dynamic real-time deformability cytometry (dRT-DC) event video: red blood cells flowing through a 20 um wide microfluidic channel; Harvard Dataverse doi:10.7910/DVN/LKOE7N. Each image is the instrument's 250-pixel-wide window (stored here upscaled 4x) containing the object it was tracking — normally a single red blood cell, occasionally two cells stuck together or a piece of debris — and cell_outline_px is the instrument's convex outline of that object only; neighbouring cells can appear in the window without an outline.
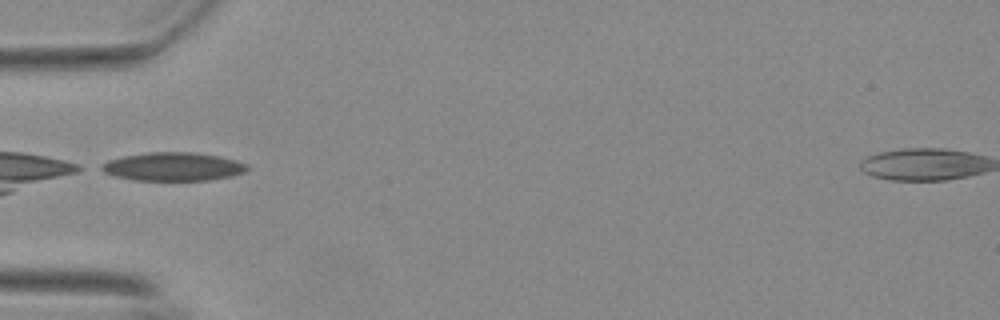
{"species": "Egyptian fruit bat (a non-hibernating species)", "species_latin": "Rousettus aegyptiacus", "temperature_condition": "warm", "stored_images_in_passage": 38, "camera_frame_rate_fps": 3000, "um_per_image_px": 0.085, "animal": {"sex": "female"}, "frame": {"image": 1, "passage_image": 1, "time_ms": 0.0, "image_size_px": [1000, 320], "cell_outline_px": [[248, 168], [244, 172], [232, 176], [208, 180], [132, 180], [116, 176], [104, 172], [96, 168], [100, 164], [108, 160], [124, 156], [148, 152], [196, 152], [220, 156], [236, 160], [248, 164]], "centroid_in_image_um": [14.69, 14.16], "position_along_channel_um": 70.3, "area_um2": 24.33}}
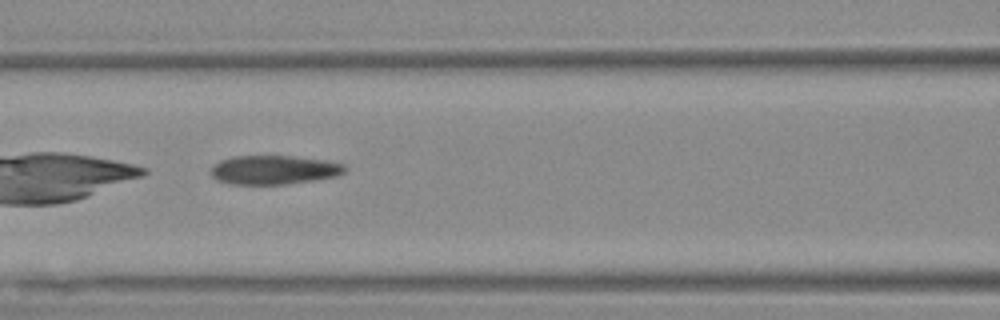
{"frame": {"image": 2, "passage_image": 7, "time_ms": 2.0, "image_size_px": [1000, 320], "cell_outline_px": [[348, 168], [344, 172], [336, 176], [312, 180], [284, 184], [232, 184], [216, 180], [212, 176], [212, 164], [220, 160], [232, 156], [292, 156], [324, 160], [344, 164]], "centroid_in_image_um": [23.26, 14.43], "position_along_channel_um": 143.3, "area_um2": 22.54}}
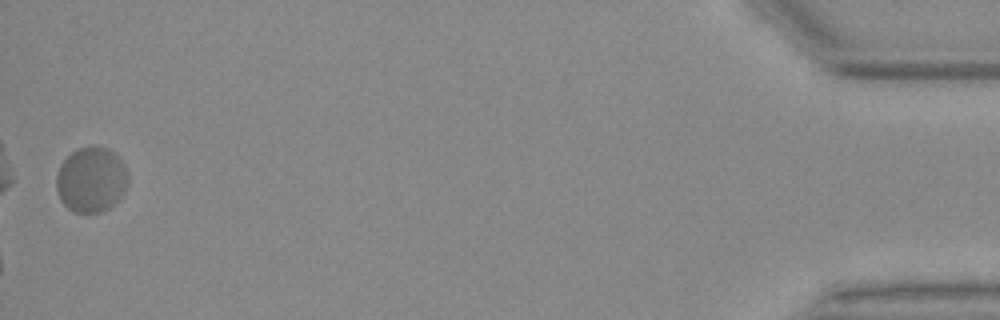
{"frame": {"image": 3, "passage_image": 38, "time_ms": 12.333, "image_size_px": [1000, 320], "cell_outline_px": [[128, 180], [124, 192], [104, 212], [76, 212], [68, 208], [60, 200], [56, 188], [56, 176], [60, 164], [76, 148], [92, 144], [96, 144], [108, 148], [124, 164], [128, 176]], "centroid_in_image_um": [7.73, 15.24], "position_along_channel_um": 427.5, "area_um2": 27.4}, "authors_computed_cell_mechanics": {"area_um2": 24.0448, "velocity_mm_per_s": 3.6426, "shape_relaxation_time_tau1_ms": null, "shape_relaxation_time_tau2_ms": 1.4078, "deformation_change_tau1": null, "deformation_change_tau2": 0.0603}}